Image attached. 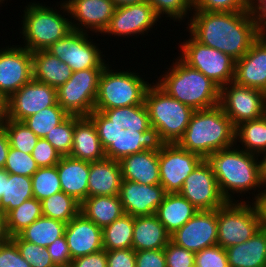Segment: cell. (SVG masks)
<instances>
[{
    "label": "cell",
    "instance_id": "obj_1",
    "mask_svg": "<svg viewBox=\"0 0 266 267\" xmlns=\"http://www.w3.org/2000/svg\"><path fill=\"white\" fill-rule=\"evenodd\" d=\"M96 126L105 157L116 161L144 150L159 152L165 142L151 127L144 104L93 111L88 116Z\"/></svg>",
    "mask_w": 266,
    "mask_h": 267
},
{
    "label": "cell",
    "instance_id": "obj_2",
    "mask_svg": "<svg viewBox=\"0 0 266 267\" xmlns=\"http://www.w3.org/2000/svg\"><path fill=\"white\" fill-rule=\"evenodd\" d=\"M188 28L200 43L229 55L242 58L262 31L256 26L250 9L241 12H206L193 10Z\"/></svg>",
    "mask_w": 266,
    "mask_h": 267
},
{
    "label": "cell",
    "instance_id": "obj_3",
    "mask_svg": "<svg viewBox=\"0 0 266 267\" xmlns=\"http://www.w3.org/2000/svg\"><path fill=\"white\" fill-rule=\"evenodd\" d=\"M258 159V155L240 149L237 144L216 151L206 158L216 177L219 191L227 202H236L233 199L236 193L245 194L251 190H258V194L262 192L259 190Z\"/></svg>",
    "mask_w": 266,
    "mask_h": 267
},
{
    "label": "cell",
    "instance_id": "obj_4",
    "mask_svg": "<svg viewBox=\"0 0 266 267\" xmlns=\"http://www.w3.org/2000/svg\"><path fill=\"white\" fill-rule=\"evenodd\" d=\"M236 128L218 104L194 111L190 122L177 144L185 150L206 159L221 149L236 144Z\"/></svg>",
    "mask_w": 266,
    "mask_h": 267
},
{
    "label": "cell",
    "instance_id": "obj_5",
    "mask_svg": "<svg viewBox=\"0 0 266 267\" xmlns=\"http://www.w3.org/2000/svg\"><path fill=\"white\" fill-rule=\"evenodd\" d=\"M172 67V68H171ZM156 84L169 96L194 111L215 107L220 101V87L202 72L185 64L179 57Z\"/></svg>",
    "mask_w": 266,
    "mask_h": 267
},
{
    "label": "cell",
    "instance_id": "obj_6",
    "mask_svg": "<svg viewBox=\"0 0 266 267\" xmlns=\"http://www.w3.org/2000/svg\"><path fill=\"white\" fill-rule=\"evenodd\" d=\"M42 3H31L23 11L22 32L24 45L31 52L46 50L64 38L73 29L70 19L62 16L59 10ZM58 11V12H57Z\"/></svg>",
    "mask_w": 266,
    "mask_h": 267
},
{
    "label": "cell",
    "instance_id": "obj_7",
    "mask_svg": "<svg viewBox=\"0 0 266 267\" xmlns=\"http://www.w3.org/2000/svg\"><path fill=\"white\" fill-rule=\"evenodd\" d=\"M144 103L151 127L159 131L165 143H177L183 136L194 110L169 96L155 83L148 87Z\"/></svg>",
    "mask_w": 266,
    "mask_h": 267
},
{
    "label": "cell",
    "instance_id": "obj_8",
    "mask_svg": "<svg viewBox=\"0 0 266 267\" xmlns=\"http://www.w3.org/2000/svg\"><path fill=\"white\" fill-rule=\"evenodd\" d=\"M110 68L107 64L101 72L94 110L144 104L145 93L151 83L145 81L139 73Z\"/></svg>",
    "mask_w": 266,
    "mask_h": 267
},
{
    "label": "cell",
    "instance_id": "obj_9",
    "mask_svg": "<svg viewBox=\"0 0 266 267\" xmlns=\"http://www.w3.org/2000/svg\"><path fill=\"white\" fill-rule=\"evenodd\" d=\"M217 223V245L224 249L247 241L260 230L256 208L250 201L226 202L217 209Z\"/></svg>",
    "mask_w": 266,
    "mask_h": 267
},
{
    "label": "cell",
    "instance_id": "obj_10",
    "mask_svg": "<svg viewBox=\"0 0 266 267\" xmlns=\"http://www.w3.org/2000/svg\"><path fill=\"white\" fill-rule=\"evenodd\" d=\"M180 56L185 64L202 72L220 88L234 81L235 60L221 51L190 39L180 43Z\"/></svg>",
    "mask_w": 266,
    "mask_h": 267
},
{
    "label": "cell",
    "instance_id": "obj_11",
    "mask_svg": "<svg viewBox=\"0 0 266 267\" xmlns=\"http://www.w3.org/2000/svg\"><path fill=\"white\" fill-rule=\"evenodd\" d=\"M104 68L75 71L56 89L57 103L69 114L89 116L94 111L101 72Z\"/></svg>",
    "mask_w": 266,
    "mask_h": 267
},
{
    "label": "cell",
    "instance_id": "obj_12",
    "mask_svg": "<svg viewBox=\"0 0 266 267\" xmlns=\"http://www.w3.org/2000/svg\"><path fill=\"white\" fill-rule=\"evenodd\" d=\"M219 105L236 128L243 122L255 120L266 114V93L234 81L220 88Z\"/></svg>",
    "mask_w": 266,
    "mask_h": 267
},
{
    "label": "cell",
    "instance_id": "obj_13",
    "mask_svg": "<svg viewBox=\"0 0 266 267\" xmlns=\"http://www.w3.org/2000/svg\"><path fill=\"white\" fill-rule=\"evenodd\" d=\"M86 32L72 30L64 38L52 44L46 50L70 66L73 72L88 68H104L103 51L96 43L88 39Z\"/></svg>",
    "mask_w": 266,
    "mask_h": 267
},
{
    "label": "cell",
    "instance_id": "obj_14",
    "mask_svg": "<svg viewBox=\"0 0 266 267\" xmlns=\"http://www.w3.org/2000/svg\"><path fill=\"white\" fill-rule=\"evenodd\" d=\"M203 160L177 143H165L159 151L160 185L166 193H179L186 178Z\"/></svg>",
    "mask_w": 266,
    "mask_h": 267
},
{
    "label": "cell",
    "instance_id": "obj_15",
    "mask_svg": "<svg viewBox=\"0 0 266 267\" xmlns=\"http://www.w3.org/2000/svg\"><path fill=\"white\" fill-rule=\"evenodd\" d=\"M56 103V88L32 78L5 101V117L23 121Z\"/></svg>",
    "mask_w": 266,
    "mask_h": 267
},
{
    "label": "cell",
    "instance_id": "obj_16",
    "mask_svg": "<svg viewBox=\"0 0 266 267\" xmlns=\"http://www.w3.org/2000/svg\"><path fill=\"white\" fill-rule=\"evenodd\" d=\"M179 194L198 210H216L227 202L219 191L212 167L206 159L186 178Z\"/></svg>",
    "mask_w": 266,
    "mask_h": 267
},
{
    "label": "cell",
    "instance_id": "obj_17",
    "mask_svg": "<svg viewBox=\"0 0 266 267\" xmlns=\"http://www.w3.org/2000/svg\"><path fill=\"white\" fill-rule=\"evenodd\" d=\"M217 209L198 210L180 229L170 235V241L194 253L217 245Z\"/></svg>",
    "mask_w": 266,
    "mask_h": 267
},
{
    "label": "cell",
    "instance_id": "obj_18",
    "mask_svg": "<svg viewBox=\"0 0 266 267\" xmlns=\"http://www.w3.org/2000/svg\"><path fill=\"white\" fill-rule=\"evenodd\" d=\"M32 78L31 51L19 45L0 49V95L5 101Z\"/></svg>",
    "mask_w": 266,
    "mask_h": 267
},
{
    "label": "cell",
    "instance_id": "obj_19",
    "mask_svg": "<svg viewBox=\"0 0 266 267\" xmlns=\"http://www.w3.org/2000/svg\"><path fill=\"white\" fill-rule=\"evenodd\" d=\"M61 3L58 9L63 14L67 12L65 15H71L69 18L77 20L71 21L72 29L86 33L89 29L91 32L103 34L116 9L111 0H66Z\"/></svg>",
    "mask_w": 266,
    "mask_h": 267
},
{
    "label": "cell",
    "instance_id": "obj_20",
    "mask_svg": "<svg viewBox=\"0 0 266 267\" xmlns=\"http://www.w3.org/2000/svg\"><path fill=\"white\" fill-rule=\"evenodd\" d=\"M160 19L156 14L151 4L147 1L117 7L111 17L108 27L103 32L108 36H138L153 29L154 24Z\"/></svg>",
    "mask_w": 266,
    "mask_h": 267
},
{
    "label": "cell",
    "instance_id": "obj_21",
    "mask_svg": "<svg viewBox=\"0 0 266 267\" xmlns=\"http://www.w3.org/2000/svg\"><path fill=\"white\" fill-rule=\"evenodd\" d=\"M166 192L160 185H144L122 180L119 199L126 214L133 217L154 215Z\"/></svg>",
    "mask_w": 266,
    "mask_h": 267
},
{
    "label": "cell",
    "instance_id": "obj_22",
    "mask_svg": "<svg viewBox=\"0 0 266 267\" xmlns=\"http://www.w3.org/2000/svg\"><path fill=\"white\" fill-rule=\"evenodd\" d=\"M234 82L266 93V32H262L247 53L235 61Z\"/></svg>",
    "mask_w": 266,
    "mask_h": 267
},
{
    "label": "cell",
    "instance_id": "obj_23",
    "mask_svg": "<svg viewBox=\"0 0 266 267\" xmlns=\"http://www.w3.org/2000/svg\"><path fill=\"white\" fill-rule=\"evenodd\" d=\"M64 235L72 260L103 250L102 228L81 212L66 223Z\"/></svg>",
    "mask_w": 266,
    "mask_h": 267
},
{
    "label": "cell",
    "instance_id": "obj_24",
    "mask_svg": "<svg viewBox=\"0 0 266 267\" xmlns=\"http://www.w3.org/2000/svg\"><path fill=\"white\" fill-rule=\"evenodd\" d=\"M73 158L87 162H95L105 158L95 124L88 116L74 115V134L72 150Z\"/></svg>",
    "mask_w": 266,
    "mask_h": 267
},
{
    "label": "cell",
    "instance_id": "obj_25",
    "mask_svg": "<svg viewBox=\"0 0 266 267\" xmlns=\"http://www.w3.org/2000/svg\"><path fill=\"white\" fill-rule=\"evenodd\" d=\"M61 189L80 204L88 197L90 162L62 156L56 165Z\"/></svg>",
    "mask_w": 266,
    "mask_h": 267
},
{
    "label": "cell",
    "instance_id": "obj_26",
    "mask_svg": "<svg viewBox=\"0 0 266 267\" xmlns=\"http://www.w3.org/2000/svg\"><path fill=\"white\" fill-rule=\"evenodd\" d=\"M119 163L122 180L144 185L160 184L159 152L144 150L122 158Z\"/></svg>",
    "mask_w": 266,
    "mask_h": 267
},
{
    "label": "cell",
    "instance_id": "obj_27",
    "mask_svg": "<svg viewBox=\"0 0 266 267\" xmlns=\"http://www.w3.org/2000/svg\"><path fill=\"white\" fill-rule=\"evenodd\" d=\"M122 173L119 161L104 158L90 162L88 197L119 194Z\"/></svg>",
    "mask_w": 266,
    "mask_h": 267
},
{
    "label": "cell",
    "instance_id": "obj_28",
    "mask_svg": "<svg viewBox=\"0 0 266 267\" xmlns=\"http://www.w3.org/2000/svg\"><path fill=\"white\" fill-rule=\"evenodd\" d=\"M170 234L154 215L134 217L132 248L135 251L164 249Z\"/></svg>",
    "mask_w": 266,
    "mask_h": 267
},
{
    "label": "cell",
    "instance_id": "obj_29",
    "mask_svg": "<svg viewBox=\"0 0 266 267\" xmlns=\"http://www.w3.org/2000/svg\"><path fill=\"white\" fill-rule=\"evenodd\" d=\"M229 267H266V231L225 249Z\"/></svg>",
    "mask_w": 266,
    "mask_h": 267
},
{
    "label": "cell",
    "instance_id": "obj_30",
    "mask_svg": "<svg viewBox=\"0 0 266 267\" xmlns=\"http://www.w3.org/2000/svg\"><path fill=\"white\" fill-rule=\"evenodd\" d=\"M33 79L58 88L72 76L70 66L47 50L32 52Z\"/></svg>",
    "mask_w": 266,
    "mask_h": 267
},
{
    "label": "cell",
    "instance_id": "obj_31",
    "mask_svg": "<svg viewBox=\"0 0 266 267\" xmlns=\"http://www.w3.org/2000/svg\"><path fill=\"white\" fill-rule=\"evenodd\" d=\"M198 209L179 193H166L155 215L171 235L180 229Z\"/></svg>",
    "mask_w": 266,
    "mask_h": 267
},
{
    "label": "cell",
    "instance_id": "obj_32",
    "mask_svg": "<svg viewBox=\"0 0 266 267\" xmlns=\"http://www.w3.org/2000/svg\"><path fill=\"white\" fill-rule=\"evenodd\" d=\"M80 212L100 228L110 225L125 213L118 195L87 197L80 204Z\"/></svg>",
    "mask_w": 266,
    "mask_h": 267
},
{
    "label": "cell",
    "instance_id": "obj_33",
    "mask_svg": "<svg viewBox=\"0 0 266 267\" xmlns=\"http://www.w3.org/2000/svg\"><path fill=\"white\" fill-rule=\"evenodd\" d=\"M65 227V222L41 216L18 235L27 242L47 247L64 235Z\"/></svg>",
    "mask_w": 266,
    "mask_h": 267
},
{
    "label": "cell",
    "instance_id": "obj_34",
    "mask_svg": "<svg viewBox=\"0 0 266 267\" xmlns=\"http://www.w3.org/2000/svg\"><path fill=\"white\" fill-rule=\"evenodd\" d=\"M134 217L124 213L102 228L103 249L106 251L132 248Z\"/></svg>",
    "mask_w": 266,
    "mask_h": 267
},
{
    "label": "cell",
    "instance_id": "obj_35",
    "mask_svg": "<svg viewBox=\"0 0 266 267\" xmlns=\"http://www.w3.org/2000/svg\"><path fill=\"white\" fill-rule=\"evenodd\" d=\"M235 142L241 143L249 153L260 155L266 152V114L258 119L246 121L236 127ZM238 140V141H237ZM245 147V148H244Z\"/></svg>",
    "mask_w": 266,
    "mask_h": 267
},
{
    "label": "cell",
    "instance_id": "obj_36",
    "mask_svg": "<svg viewBox=\"0 0 266 267\" xmlns=\"http://www.w3.org/2000/svg\"><path fill=\"white\" fill-rule=\"evenodd\" d=\"M31 198H33L31 177L8 173V180H5L4 193L0 200V212L6 215Z\"/></svg>",
    "mask_w": 266,
    "mask_h": 267
},
{
    "label": "cell",
    "instance_id": "obj_37",
    "mask_svg": "<svg viewBox=\"0 0 266 267\" xmlns=\"http://www.w3.org/2000/svg\"><path fill=\"white\" fill-rule=\"evenodd\" d=\"M41 216H43L41 201L34 197L24 201L5 215L9 236L18 235Z\"/></svg>",
    "mask_w": 266,
    "mask_h": 267
},
{
    "label": "cell",
    "instance_id": "obj_38",
    "mask_svg": "<svg viewBox=\"0 0 266 267\" xmlns=\"http://www.w3.org/2000/svg\"><path fill=\"white\" fill-rule=\"evenodd\" d=\"M41 204L43 216L65 223L80 212V203L63 191L43 199Z\"/></svg>",
    "mask_w": 266,
    "mask_h": 267
},
{
    "label": "cell",
    "instance_id": "obj_39",
    "mask_svg": "<svg viewBox=\"0 0 266 267\" xmlns=\"http://www.w3.org/2000/svg\"><path fill=\"white\" fill-rule=\"evenodd\" d=\"M69 114L58 104L30 115L22 122L39 138H45L49 132L61 124Z\"/></svg>",
    "mask_w": 266,
    "mask_h": 267
},
{
    "label": "cell",
    "instance_id": "obj_40",
    "mask_svg": "<svg viewBox=\"0 0 266 267\" xmlns=\"http://www.w3.org/2000/svg\"><path fill=\"white\" fill-rule=\"evenodd\" d=\"M2 127L9 138L10 147L23 153L31 154L39 137H37L22 121L7 119L2 120Z\"/></svg>",
    "mask_w": 266,
    "mask_h": 267
},
{
    "label": "cell",
    "instance_id": "obj_41",
    "mask_svg": "<svg viewBox=\"0 0 266 267\" xmlns=\"http://www.w3.org/2000/svg\"><path fill=\"white\" fill-rule=\"evenodd\" d=\"M33 197L39 201L62 191L56 165L39 167L31 176Z\"/></svg>",
    "mask_w": 266,
    "mask_h": 267
},
{
    "label": "cell",
    "instance_id": "obj_42",
    "mask_svg": "<svg viewBox=\"0 0 266 267\" xmlns=\"http://www.w3.org/2000/svg\"><path fill=\"white\" fill-rule=\"evenodd\" d=\"M16 244L21 256L31 267H57L46 247L23 240L19 235L10 237Z\"/></svg>",
    "mask_w": 266,
    "mask_h": 267
},
{
    "label": "cell",
    "instance_id": "obj_43",
    "mask_svg": "<svg viewBox=\"0 0 266 267\" xmlns=\"http://www.w3.org/2000/svg\"><path fill=\"white\" fill-rule=\"evenodd\" d=\"M74 115H69L61 124L53 128L44 138L61 156H68L72 150Z\"/></svg>",
    "mask_w": 266,
    "mask_h": 267
},
{
    "label": "cell",
    "instance_id": "obj_44",
    "mask_svg": "<svg viewBox=\"0 0 266 267\" xmlns=\"http://www.w3.org/2000/svg\"><path fill=\"white\" fill-rule=\"evenodd\" d=\"M147 2L152 5L155 14L160 19L165 14L167 15L165 17L174 19V22H180L187 16L189 19L188 14L193 10V0H147Z\"/></svg>",
    "mask_w": 266,
    "mask_h": 267
},
{
    "label": "cell",
    "instance_id": "obj_45",
    "mask_svg": "<svg viewBox=\"0 0 266 267\" xmlns=\"http://www.w3.org/2000/svg\"><path fill=\"white\" fill-rule=\"evenodd\" d=\"M39 169L31 154L10 147L4 170L15 175L31 177Z\"/></svg>",
    "mask_w": 266,
    "mask_h": 267
},
{
    "label": "cell",
    "instance_id": "obj_46",
    "mask_svg": "<svg viewBox=\"0 0 266 267\" xmlns=\"http://www.w3.org/2000/svg\"><path fill=\"white\" fill-rule=\"evenodd\" d=\"M250 9V0H193V10L241 12Z\"/></svg>",
    "mask_w": 266,
    "mask_h": 267
},
{
    "label": "cell",
    "instance_id": "obj_47",
    "mask_svg": "<svg viewBox=\"0 0 266 267\" xmlns=\"http://www.w3.org/2000/svg\"><path fill=\"white\" fill-rule=\"evenodd\" d=\"M195 267H229L226 250L219 245L195 253Z\"/></svg>",
    "mask_w": 266,
    "mask_h": 267
},
{
    "label": "cell",
    "instance_id": "obj_48",
    "mask_svg": "<svg viewBox=\"0 0 266 267\" xmlns=\"http://www.w3.org/2000/svg\"><path fill=\"white\" fill-rule=\"evenodd\" d=\"M166 267H195V253L169 241L164 248Z\"/></svg>",
    "mask_w": 266,
    "mask_h": 267
},
{
    "label": "cell",
    "instance_id": "obj_49",
    "mask_svg": "<svg viewBox=\"0 0 266 267\" xmlns=\"http://www.w3.org/2000/svg\"><path fill=\"white\" fill-rule=\"evenodd\" d=\"M38 167H51L58 164L61 155L57 150L44 138H39L37 144L31 153Z\"/></svg>",
    "mask_w": 266,
    "mask_h": 267
},
{
    "label": "cell",
    "instance_id": "obj_50",
    "mask_svg": "<svg viewBox=\"0 0 266 267\" xmlns=\"http://www.w3.org/2000/svg\"><path fill=\"white\" fill-rule=\"evenodd\" d=\"M0 267H31L21 256L16 244L9 239L0 245Z\"/></svg>",
    "mask_w": 266,
    "mask_h": 267
},
{
    "label": "cell",
    "instance_id": "obj_51",
    "mask_svg": "<svg viewBox=\"0 0 266 267\" xmlns=\"http://www.w3.org/2000/svg\"><path fill=\"white\" fill-rule=\"evenodd\" d=\"M53 263L57 267H70L72 257L67 245L65 235L56 239L52 244L46 247Z\"/></svg>",
    "mask_w": 266,
    "mask_h": 267
},
{
    "label": "cell",
    "instance_id": "obj_52",
    "mask_svg": "<svg viewBox=\"0 0 266 267\" xmlns=\"http://www.w3.org/2000/svg\"><path fill=\"white\" fill-rule=\"evenodd\" d=\"M136 267H166L164 249L135 251Z\"/></svg>",
    "mask_w": 266,
    "mask_h": 267
},
{
    "label": "cell",
    "instance_id": "obj_53",
    "mask_svg": "<svg viewBox=\"0 0 266 267\" xmlns=\"http://www.w3.org/2000/svg\"><path fill=\"white\" fill-rule=\"evenodd\" d=\"M107 267H136L133 248L107 251Z\"/></svg>",
    "mask_w": 266,
    "mask_h": 267
},
{
    "label": "cell",
    "instance_id": "obj_54",
    "mask_svg": "<svg viewBox=\"0 0 266 267\" xmlns=\"http://www.w3.org/2000/svg\"><path fill=\"white\" fill-rule=\"evenodd\" d=\"M70 267H107V251L88 254L75 258L71 261Z\"/></svg>",
    "mask_w": 266,
    "mask_h": 267
},
{
    "label": "cell",
    "instance_id": "obj_55",
    "mask_svg": "<svg viewBox=\"0 0 266 267\" xmlns=\"http://www.w3.org/2000/svg\"><path fill=\"white\" fill-rule=\"evenodd\" d=\"M250 12L256 26L266 32V0H250Z\"/></svg>",
    "mask_w": 266,
    "mask_h": 267
},
{
    "label": "cell",
    "instance_id": "obj_56",
    "mask_svg": "<svg viewBox=\"0 0 266 267\" xmlns=\"http://www.w3.org/2000/svg\"><path fill=\"white\" fill-rule=\"evenodd\" d=\"M254 196L252 202L258 214L260 230L266 231V191H262L260 194L256 193Z\"/></svg>",
    "mask_w": 266,
    "mask_h": 267
},
{
    "label": "cell",
    "instance_id": "obj_57",
    "mask_svg": "<svg viewBox=\"0 0 266 267\" xmlns=\"http://www.w3.org/2000/svg\"><path fill=\"white\" fill-rule=\"evenodd\" d=\"M10 149L9 138L3 127L0 128V169H4L8 151Z\"/></svg>",
    "mask_w": 266,
    "mask_h": 267
},
{
    "label": "cell",
    "instance_id": "obj_58",
    "mask_svg": "<svg viewBox=\"0 0 266 267\" xmlns=\"http://www.w3.org/2000/svg\"><path fill=\"white\" fill-rule=\"evenodd\" d=\"M263 155V158H262ZM260 157L259 161V174H260V184L261 191H266V152L258 155ZM264 190H262L263 188Z\"/></svg>",
    "mask_w": 266,
    "mask_h": 267
},
{
    "label": "cell",
    "instance_id": "obj_59",
    "mask_svg": "<svg viewBox=\"0 0 266 267\" xmlns=\"http://www.w3.org/2000/svg\"><path fill=\"white\" fill-rule=\"evenodd\" d=\"M10 239V236L6 228L5 215L0 212V245L6 243Z\"/></svg>",
    "mask_w": 266,
    "mask_h": 267
},
{
    "label": "cell",
    "instance_id": "obj_60",
    "mask_svg": "<svg viewBox=\"0 0 266 267\" xmlns=\"http://www.w3.org/2000/svg\"><path fill=\"white\" fill-rule=\"evenodd\" d=\"M114 5L117 7L126 6V5H133L145 2L147 0H111Z\"/></svg>",
    "mask_w": 266,
    "mask_h": 267
},
{
    "label": "cell",
    "instance_id": "obj_61",
    "mask_svg": "<svg viewBox=\"0 0 266 267\" xmlns=\"http://www.w3.org/2000/svg\"><path fill=\"white\" fill-rule=\"evenodd\" d=\"M5 180H8V173L4 169H0V200L4 193Z\"/></svg>",
    "mask_w": 266,
    "mask_h": 267
},
{
    "label": "cell",
    "instance_id": "obj_62",
    "mask_svg": "<svg viewBox=\"0 0 266 267\" xmlns=\"http://www.w3.org/2000/svg\"><path fill=\"white\" fill-rule=\"evenodd\" d=\"M0 111H5V100L0 95Z\"/></svg>",
    "mask_w": 266,
    "mask_h": 267
},
{
    "label": "cell",
    "instance_id": "obj_63",
    "mask_svg": "<svg viewBox=\"0 0 266 267\" xmlns=\"http://www.w3.org/2000/svg\"><path fill=\"white\" fill-rule=\"evenodd\" d=\"M5 117V111H0V128L2 127V120Z\"/></svg>",
    "mask_w": 266,
    "mask_h": 267
}]
</instances>
